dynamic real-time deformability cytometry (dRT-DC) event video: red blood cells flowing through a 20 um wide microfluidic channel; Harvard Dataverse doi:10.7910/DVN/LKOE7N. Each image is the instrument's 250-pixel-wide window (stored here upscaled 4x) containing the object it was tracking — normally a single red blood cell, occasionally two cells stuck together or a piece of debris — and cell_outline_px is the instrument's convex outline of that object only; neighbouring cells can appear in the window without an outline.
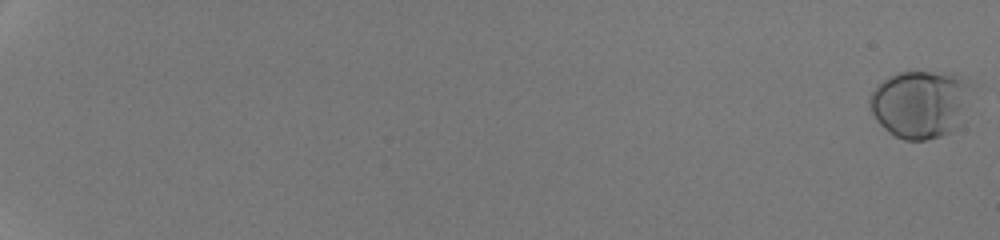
{"species": "human", "species_latin": "Homo sapiens", "temperature_condition": "room temperature", "stored_images_in_passage": 55, "camera_frame_rate_fps": 3000, "um_per_image_px": 0.085, "donor": {"sex": "male"}, "frame": {"image": 1, "passage_image": 1, "time_ms": 0.0, "image_size_px": [1000, 240], "cell_outline_px": [[968, 84], [964, 120], [952, 132], [940, 136], [924, 140], [904, 140], [888, 132], [876, 120], [868, 104], [868, 100], [872, 92], [884, 80], [900, 72], [932, 72], [956, 76], [968, 80]], "centroid_in_image_um": [78.19, 8.88], "position_along_channel_um": 6.8, "area_um2": 39.54}}
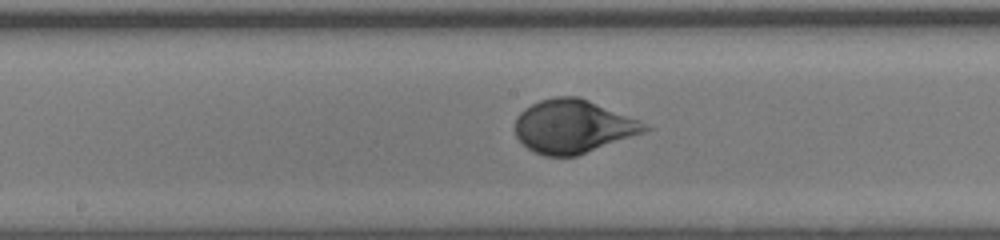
{"frame": {"image": 2, "passage_image": 34, "time_ms": 11.0, "image_size_px": [1000, 240], "cell_outline_px": [[652, 128], [644, 132], [576, 156], [544, 156], [528, 148], [516, 136], [516, 116], [524, 108], [540, 100], [556, 96], [580, 96], [640, 120], [648, 124]], "centroid_in_image_um": [48.72, 10.73], "position_along_channel_um": 199.5, "area_um2": 40.23}}
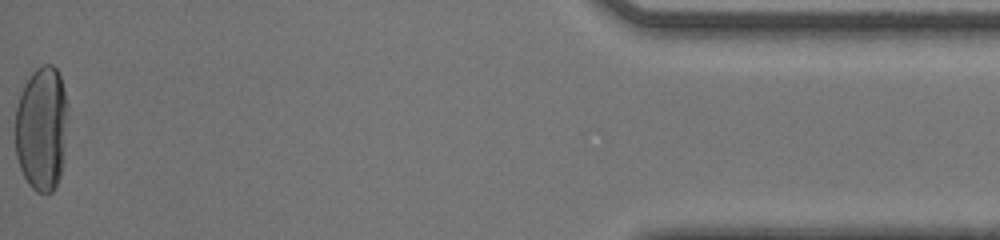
{"frame": {"image": 3, "passage_image": 55, "time_ms": 18.0, "image_size_px": [1000, 240], "cell_outline_px": [[68, 108], [64, 144], [60, 176], [52, 192], [36, 192], [28, 184], [20, 168], [16, 156], [16, 108], [24, 84], [32, 72], [36, 68], [44, 64], [52, 64], [56, 68], [60, 76], [68, 104]], "centroid_in_image_um": [3.54, 10.9], "position_along_channel_um": 431.7, "area_um2": 38.03}, "authors_computed_cell_mechanics": {"area_um2": 37.859, "velocity_mm_per_s": 4.2451, "shape_relaxation_time_tau1_ms": 3.1803, "shape_relaxation_time_tau2_ms": null, "deformation_change_tau1": 0.1849, "deformation_change_tau2": null}}